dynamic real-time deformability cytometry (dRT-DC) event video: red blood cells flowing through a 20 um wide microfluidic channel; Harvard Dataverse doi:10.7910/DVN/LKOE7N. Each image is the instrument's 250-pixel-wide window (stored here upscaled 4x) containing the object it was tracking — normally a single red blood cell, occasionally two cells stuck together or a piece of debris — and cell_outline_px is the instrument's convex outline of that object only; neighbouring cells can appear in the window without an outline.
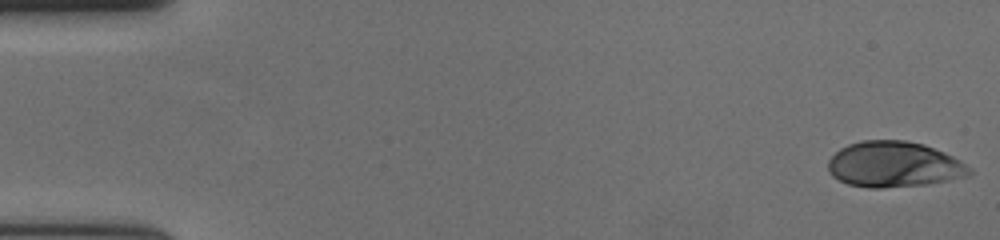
{"species": "human", "species_latin": "Homo sapiens", "temperature_condition": "cold", "stored_images_in_passage": 58, "segment_of_instrument_passage": [1, 2], "camera_frame_rate_fps": 3000, "um_per_image_px": 0.085, "donor": {"sex": "female"}, "frame": {"image": 1, "passage_image": 1, "time_ms": 0.0, "image_size_px": [1000, 240], "cell_outline_px": [[972, 176], [928, 184], [880, 188], [868, 188], [848, 184], [832, 176], [828, 172], [828, 160], [840, 148], [848, 144], [864, 140], [904, 140], [924, 144], [944, 152], [960, 160], [972, 168]], "centroid_in_image_um": [76.01, 13.98], "position_along_channel_um": 9.0, "area_um2": 37.92}}
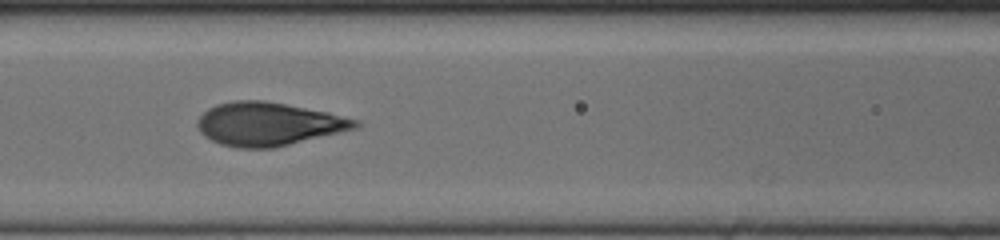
{"frame": {"image": 2, "passage_image": 25, "time_ms": 8.0, "image_size_px": [1000, 240], "cell_outline_px": [[360, 124], [356, 128], [272, 148], [236, 148], [220, 144], [204, 136], [200, 132], [196, 124], [196, 120], [208, 108], [216, 104], [236, 100], [264, 100], [328, 112], [360, 120]], "centroid_in_image_um": [22.78, 10.53], "position_along_channel_um": 143.8, "area_um2": 39.71}}
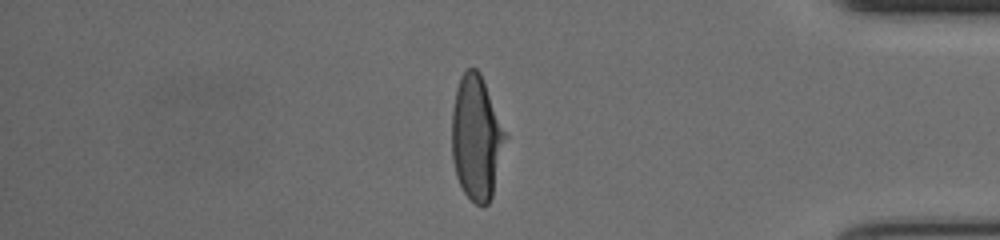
{"frame": {"image": 3, "passage_image": 48, "time_ms": 15.667, "image_size_px": [1000, 240], "cell_outline_px": [[508, 136], [492, 196], [488, 204], [484, 208], [476, 204], [464, 192], [456, 176], [452, 160], [452, 108], [456, 88], [460, 76], [464, 68], [476, 68], [480, 72]], "centroid_in_image_um": [40.5, 11.7], "position_along_channel_um": 394.7, "area_um2": 39.25}}